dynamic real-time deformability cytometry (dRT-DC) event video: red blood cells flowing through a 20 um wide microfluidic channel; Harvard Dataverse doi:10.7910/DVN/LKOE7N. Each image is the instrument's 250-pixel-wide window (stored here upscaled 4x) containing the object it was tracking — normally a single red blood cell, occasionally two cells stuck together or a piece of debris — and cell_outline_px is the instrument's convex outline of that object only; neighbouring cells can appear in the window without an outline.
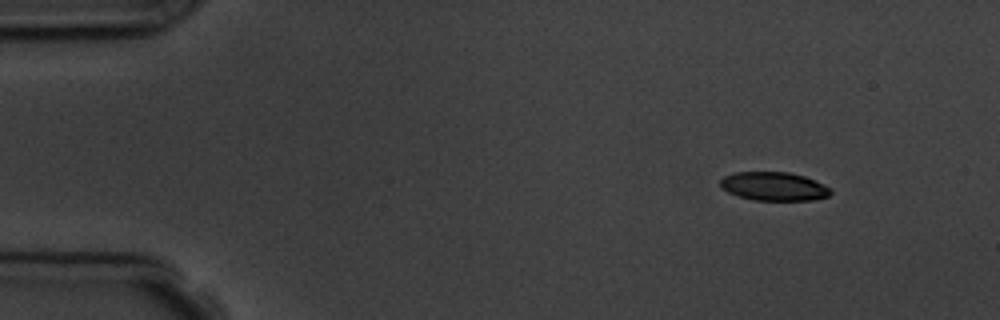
{"species": "common noctule bat (a hibernating species)", "species_latin": "Nyctalus noctula", "temperature_condition": "room temperature", "stored_images_in_passage": 4, "camera_frame_rate_fps": 3000, "um_per_image_px": 0.085, "animal": {"sex": "male", "body_mass_g": 19.5, "forearm_length_mm": 54.6}, "frame": {"image": 1, "passage_image": 1, "time_ms": 0.0, "image_size_px": [1000, 320], "cell_outline_px": [[832, 192], [828, 196], [812, 200], [752, 200], [728, 192], [720, 184], [720, 180], [724, 176], [736, 172], [788, 172], [804, 176], [824, 184], [832, 188]], "centroid_in_image_um": [65.81, 15.84], "position_along_channel_um": 19.2, "area_um2": 18.32}}
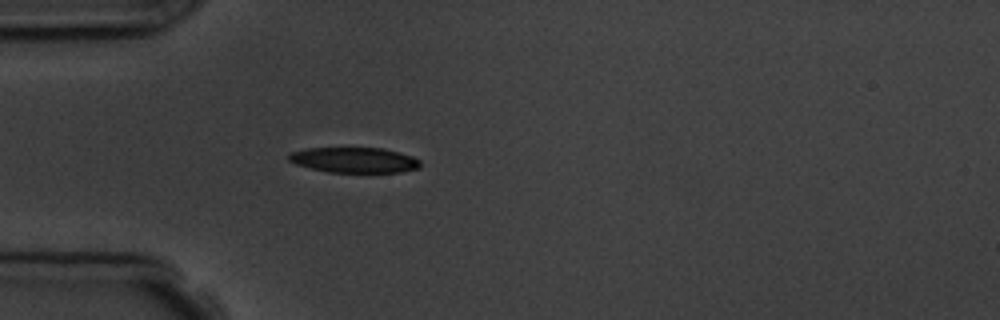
{"frame": {"image": 2, "passage_image": 4, "time_ms": 3.333, "image_size_px": [1000, 320], "cell_outline_px": [[420, 168], [400, 172], [328, 172], [296, 164], [288, 160], [288, 156], [292, 152], [304, 148], [384, 148], [400, 152], [412, 156], [420, 160]], "centroid_in_image_um": [30.14, 13.59], "position_along_channel_um": 54.9, "area_um2": 19.42}}